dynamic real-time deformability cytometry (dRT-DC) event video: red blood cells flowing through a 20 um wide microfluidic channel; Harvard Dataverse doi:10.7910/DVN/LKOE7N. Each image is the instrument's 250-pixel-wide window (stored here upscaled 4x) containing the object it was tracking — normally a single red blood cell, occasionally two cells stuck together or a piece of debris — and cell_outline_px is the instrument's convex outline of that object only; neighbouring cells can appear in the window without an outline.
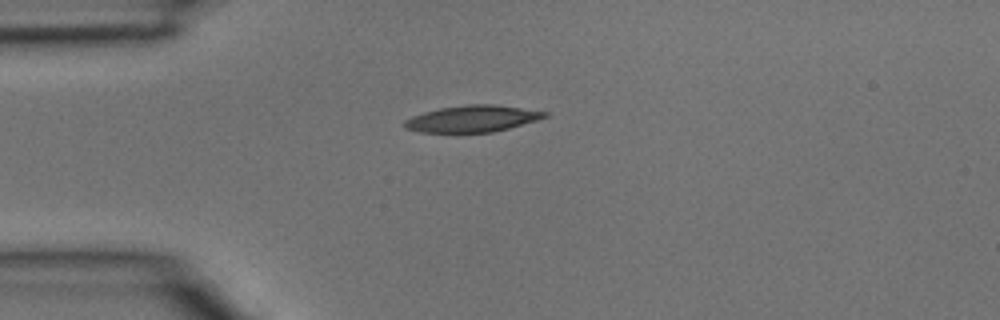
{"species": "common noctule bat (a hibernating species)", "species_latin": "Nyctalus noctula", "temperature_condition": "room temperature", "stored_images_in_passage": 2, "camera_frame_rate_fps": 3000, "um_per_image_px": 0.085, "animal": {"sex": "male", "body_mass_g": 15.6}, "frame": {"image": 1, "passage_image": 1, "time_ms": 0.0, "image_size_px": [1000, 320], "cell_outline_px": [[548, 116], [540, 120], [492, 132], [420, 132], [404, 128], [404, 120], [412, 116], [424, 112], [440, 108], [468, 104], [492, 104], [548, 112]], "centroid_in_image_um": [40.15, 10.09], "position_along_channel_um": 44.8, "area_um2": 21.62}}
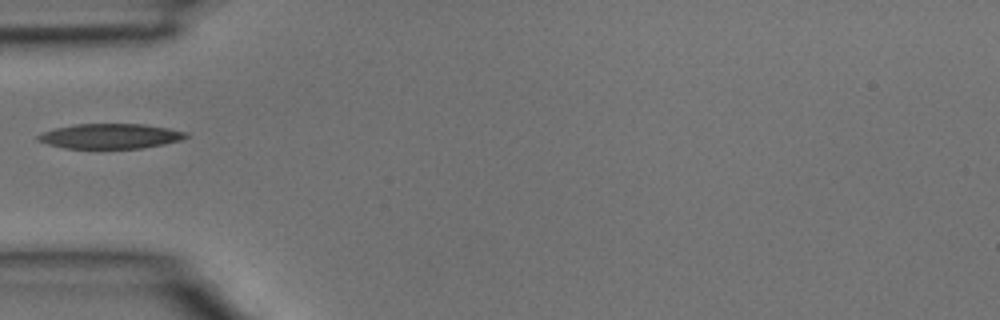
{"frame": {"image": 2, "passage_image": 2, "time_ms": 0.333, "image_size_px": [1000, 320], "cell_outline_px": [[192, 136], [180, 140], [164, 144], [144, 148], [64, 148], [48, 144], [36, 140], [36, 136], [40, 132], [56, 128], [76, 124], [144, 124], [168, 128], [184, 132]], "centroid_in_image_um": [9.36, 11.57], "position_along_channel_um": 75.6, "area_um2": 21.56}}